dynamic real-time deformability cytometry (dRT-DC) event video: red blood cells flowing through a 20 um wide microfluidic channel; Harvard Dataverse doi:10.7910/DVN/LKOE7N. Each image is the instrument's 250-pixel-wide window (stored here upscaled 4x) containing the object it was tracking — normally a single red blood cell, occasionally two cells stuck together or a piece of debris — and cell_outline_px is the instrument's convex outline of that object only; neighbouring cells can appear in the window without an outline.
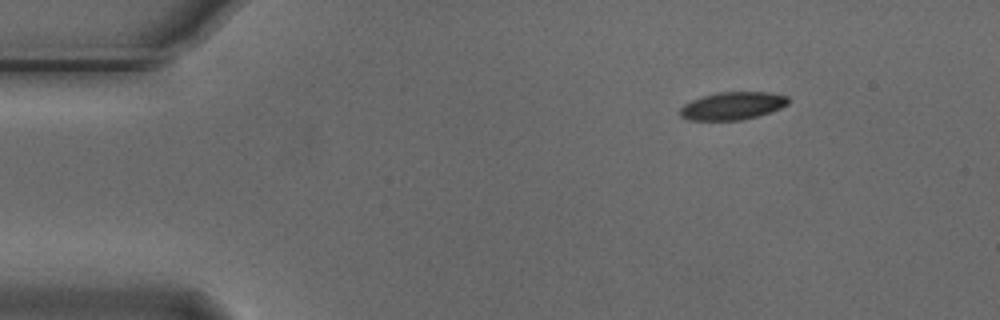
{"species": "Egyptian fruit bat (a non-hibernating species)", "species_latin": "Rousettus aegyptiacus", "temperature_condition": "cold", "stored_images_in_passage": 3, "camera_frame_rate_fps": 3000, "um_per_image_px": 0.085, "animal": {"sex": "male"}, "frame": {"image": 1, "passage_image": 1, "time_ms": 0.0, "image_size_px": [1000, 320], "cell_outline_px": [[788, 104], [780, 108], [756, 116], [740, 120], [688, 120], [680, 116], [680, 108], [684, 104], [692, 100], [716, 92], [768, 92], [788, 96]], "centroid_in_image_um": [62.24, 8.99], "position_along_channel_um": 22.8, "area_um2": 17.34}}